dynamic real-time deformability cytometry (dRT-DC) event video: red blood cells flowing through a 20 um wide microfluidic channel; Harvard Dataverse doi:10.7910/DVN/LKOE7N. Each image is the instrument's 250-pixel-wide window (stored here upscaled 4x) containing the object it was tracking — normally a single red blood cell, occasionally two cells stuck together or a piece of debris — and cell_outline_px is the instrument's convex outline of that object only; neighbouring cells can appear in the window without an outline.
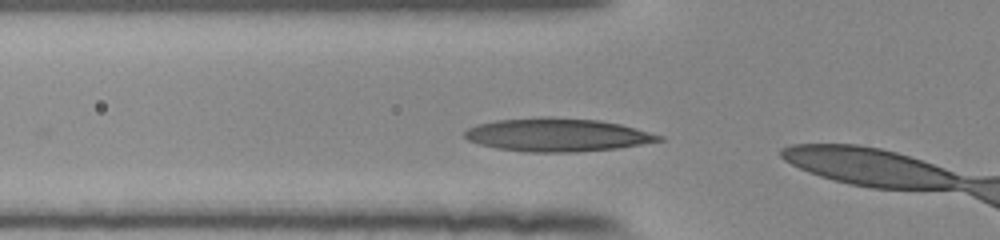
{"species": "human", "species_latin": "Homo sapiens", "temperature_condition": "room temperature", "stored_images_in_passage": 4, "camera_frame_rate_fps": 3000, "um_per_image_px": 0.085, "donor": {"sex": "female"}, "frame": {"image": 1, "passage_image": 2, "time_ms": 0.333, "image_size_px": [1000, 240], "cell_outline_px": [[664, 140], [616, 148], [576, 152], [528, 152], [496, 148], [480, 144], [468, 140], [464, 136], [464, 132], [468, 128], [476, 124], [496, 120], [540, 116], [548, 116], [600, 120], [620, 124], [664, 136]], "centroid_in_image_um": [47.34, 11.45], "position_along_channel_um": 78.5, "area_um2": 37.69}}